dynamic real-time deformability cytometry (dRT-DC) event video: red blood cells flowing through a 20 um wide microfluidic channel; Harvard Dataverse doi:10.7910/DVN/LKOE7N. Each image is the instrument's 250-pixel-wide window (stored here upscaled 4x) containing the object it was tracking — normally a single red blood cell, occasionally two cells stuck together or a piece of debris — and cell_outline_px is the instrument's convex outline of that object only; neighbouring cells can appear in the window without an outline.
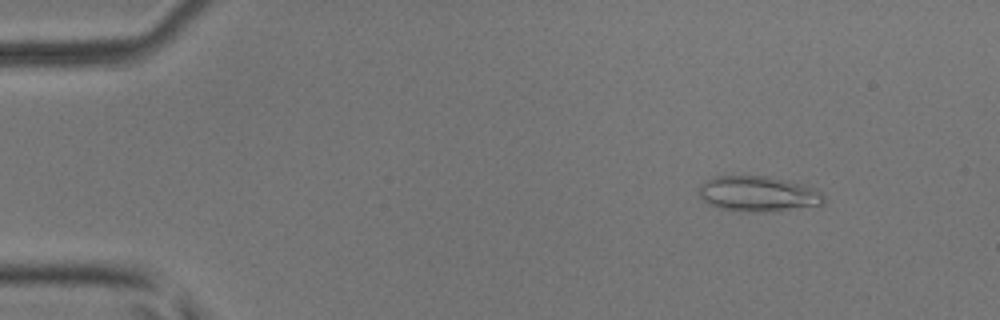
{"species": "common noctule bat (a hibernating species)", "species_latin": "Nyctalus noctula", "temperature_condition": "room temperature", "stored_images_in_passage": 51, "camera_frame_rate_fps": 3000, "um_per_image_px": 0.085, "animal": {"sex": "male", "body_mass_g": 17.9, "forearm_length_mm": 54.2}, "frame": {"image": 1, "passage_image": 7, "time_ms": 2.0, "image_size_px": [1000, 320], "cell_outline_px": [[824, 204], [780, 212], [748, 212], [720, 208], [708, 204], [700, 196], [700, 188], [712, 176], [768, 176], [788, 180], [804, 184], [816, 188], [824, 196]], "centroid_in_image_um": [64.52, 16.49], "position_along_channel_um": 20.5, "area_um2": 26.07}}
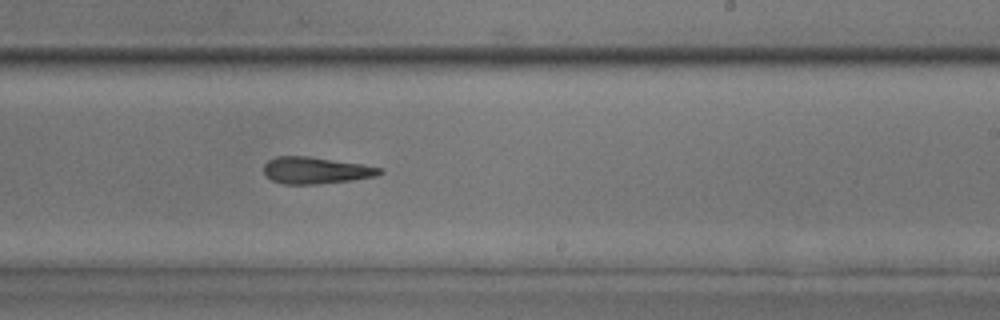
{"frame": {"image": 2, "passage_image": 33, "time_ms": 10.667, "image_size_px": [1000, 320], "cell_outline_px": [[384, 172], [376, 176], [352, 180], [316, 184], [284, 184], [272, 180], [264, 172], [264, 164], [268, 160], [276, 156], [308, 156], [364, 164], [384, 168]], "centroid_in_image_um": [26.88, 14.47], "position_along_channel_um": 262.1, "area_um2": 18.15}}
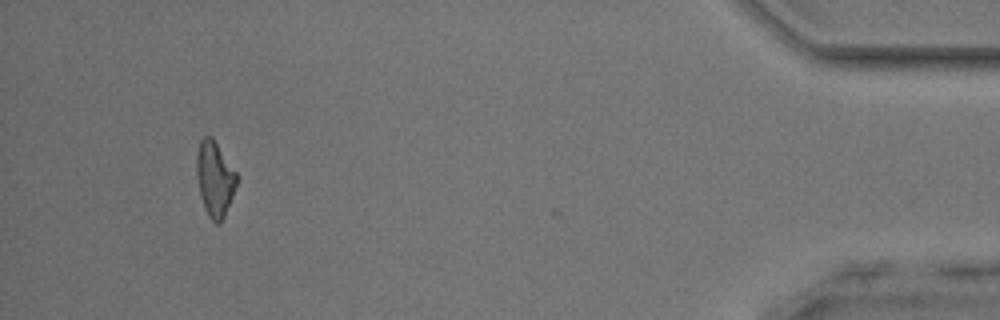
{"frame": {"image": 3, "passage_image": 50, "time_ms": 16.333, "image_size_px": [1000, 320], "cell_outline_px": [[236, 188], [224, 216], [220, 224], [216, 224], [208, 216], [204, 208], [200, 196], [196, 176], [196, 156], [200, 140], [204, 136], [212, 136], [236, 172]], "centroid_in_image_um": [18.23, 15.2], "position_along_channel_um": 417.0, "area_um2": 17.57}, "authors_computed_cell_mechanics": {"area_um2": 18.785, "velocity_mm_per_s": 3.9203, "shape_relaxation_time_tau1_ms": 7.5505, "shape_relaxation_time_tau2_ms": 4.8114, "deformation_change_tau1": 0.1866, "deformation_change_tau2": 0.178}}